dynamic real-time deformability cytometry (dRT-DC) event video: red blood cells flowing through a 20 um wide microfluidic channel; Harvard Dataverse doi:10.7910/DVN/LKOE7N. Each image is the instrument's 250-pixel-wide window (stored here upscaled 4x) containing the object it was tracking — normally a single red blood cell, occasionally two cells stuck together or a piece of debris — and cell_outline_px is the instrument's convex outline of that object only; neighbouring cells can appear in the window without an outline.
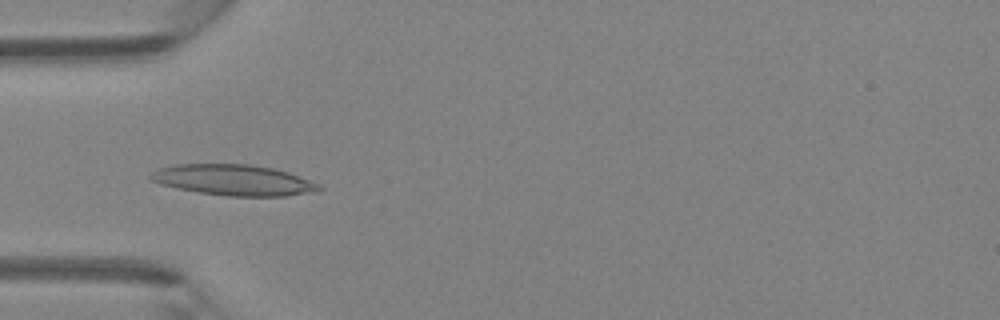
{"species": "Egyptian fruit bat (a non-hibernating species)", "species_latin": "Rousettus aegyptiacus", "temperature_condition": "room temperature", "stored_images_in_passage": 44, "camera_frame_rate_fps": 3000, "um_per_image_px": 0.085, "animal": {"sex": "female"}, "frame": {"image": 1, "passage_image": 13, "time_ms": 4.0, "image_size_px": [1000, 320], "cell_outline_px": [[324, 188], [316, 192], [284, 196], [228, 196], [200, 192], [160, 184], [152, 180], [148, 176], [152, 172], [160, 168], [176, 164], [248, 164], [272, 168], [288, 172], [320, 184]], "centroid_in_image_um": [19.9, 15.3], "position_along_channel_um": 65.1, "area_um2": 30.06}}
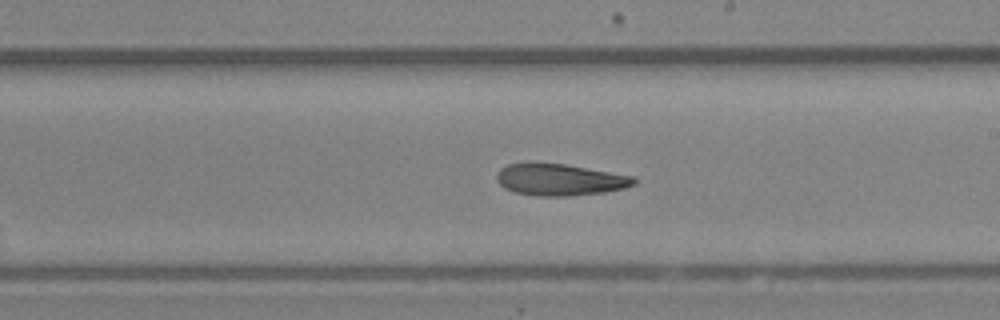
{"frame": {"image": 2, "passage_image": 25, "time_ms": 8.0, "image_size_px": [1000, 320], "cell_outline_px": [[636, 184], [624, 188], [604, 192], [568, 196], [536, 196], [516, 192], [504, 188], [496, 180], [496, 172], [500, 168], [508, 164], [528, 160], [532, 160], [564, 164], [636, 176]], "centroid_in_image_um": [47.54, 15.24], "position_along_channel_um": 241.5, "area_um2": 26.07}}
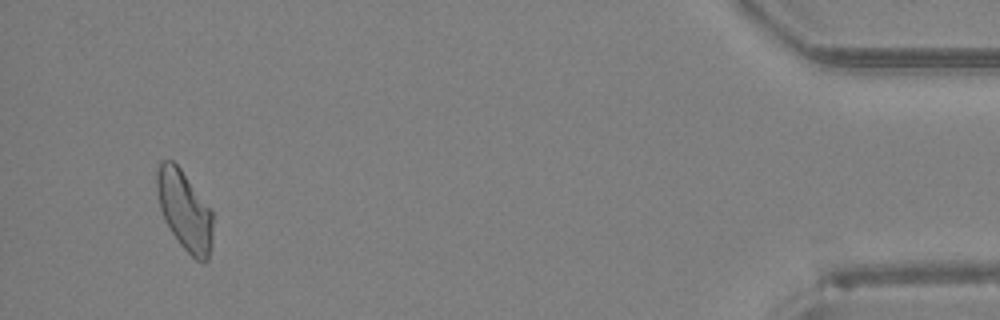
{"frame": {"image": 3, "passage_image": 42, "time_ms": 13.667, "image_size_px": [1000, 320], "cell_outline_px": [[212, 248], [208, 260], [204, 264], [196, 260], [180, 244], [164, 220], [160, 208], [156, 192], [156, 172], [160, 160], [172, 160], [180, 168], [212, 208]], "centroid_in_image_um": [15.7, 17.89], "position_along_channel_um": 419.5, "area_um2": 26.36}}